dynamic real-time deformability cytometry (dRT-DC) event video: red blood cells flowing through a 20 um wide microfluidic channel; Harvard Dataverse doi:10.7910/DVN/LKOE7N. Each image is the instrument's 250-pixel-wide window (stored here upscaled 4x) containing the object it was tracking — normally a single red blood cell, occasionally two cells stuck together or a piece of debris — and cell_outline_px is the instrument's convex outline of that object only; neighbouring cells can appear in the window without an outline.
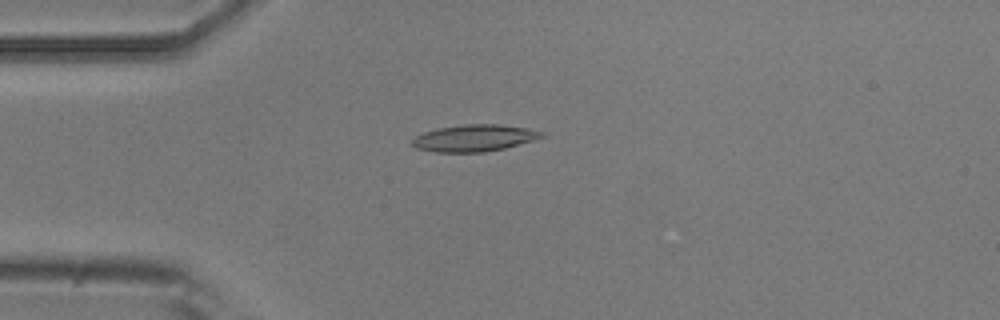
{"species": "common noctule bat (a hibernating species)", "species_latin": "Nyctalus noctula", "temperature_condition": "room temperature", "stored_images_in_passage": 39, "camera_frame_rate_fps": 3000, "um_per_image_px": 0.085, "animal": {"sex": "male", "body_mass_g": 20.5, "forearm_length_mm": 52.5}, "frame": {"image": 1, "passage_image": 1, "time_ms": 0.0, "image_size_px": [1000, 320], "cell_outline_px": [[544, 136], [532, 140], [504, 148], [484, 152], [436, 152], [416, 148], [412, 144], [412, 140], [416, 136], [424, 132], [440, 128], [464, 124], [496, 124], [528, 128], [544, 132]], "centroid_in_image_um": [40.3, 11.73], "position_along_channel_um": 44.7, "area_um2": 19.94}}
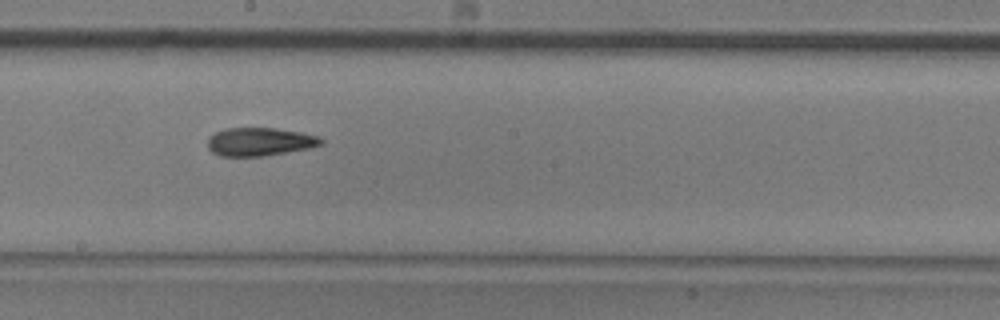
{"frame": {"image": 2, "passage_image": 16, "time_ms": 5.0, "image_size_px": [1000, 320], "cell_outline_px": [[324, 144], [308, 148], [260, 156], [220, 156], [212, 152], [208, 148], [208, 136], [224, 128], [276, 128], [300, 132], [320, 136], [324, 140]], "centroid_in_image_um": [22.07, 12.03], "position_along_channel_um": 226.1, "area_um2": 18.67}}
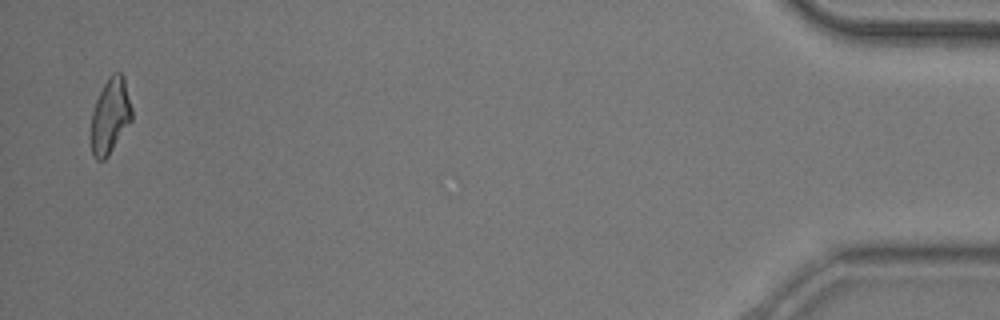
{"frame": {"image": 3, "passage_image": 38, "time_ms": 12.333, "image_size_px": [1000, 320], "cell_outline_px": [[132, 120], [108, 156], [104, 160], [96, 160], [92, 156], [92, 112], [96, 100], [108, 76], [112, 72], [120, 72], [124, 76], [132, 108]], "centroid_in_image_um": [9.39, 9.83], "position_along_channel_um": 425.8, "area_um2": 17.86}, "authors_computed_cell_mechanics": {"area_um2": 18.6116, "velocity_mm_per_s": 3.9378, "shape_relaxation_time_tau1_ms": 3.0404, "shape_relaxation_time_tau2_ms": 1.927, "deformation_change_tau1": 0.1251, "deformation_change_tau2": 0.0837}}